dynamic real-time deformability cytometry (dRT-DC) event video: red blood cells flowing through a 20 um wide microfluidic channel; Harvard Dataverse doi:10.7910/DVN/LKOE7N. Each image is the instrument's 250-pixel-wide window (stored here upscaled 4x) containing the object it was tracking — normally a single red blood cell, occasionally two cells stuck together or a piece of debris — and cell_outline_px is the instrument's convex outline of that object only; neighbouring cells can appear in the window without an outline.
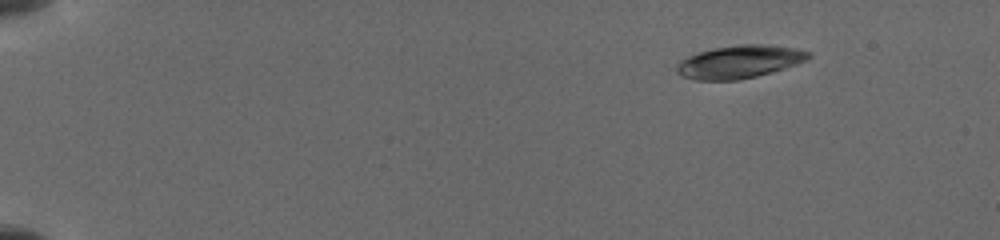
{"species": "common noctule bat (a hibernating species)", "species_latin": "Nyctalus noctula", "temperature_condition": "cold", "stored_images_in_passage": 16, "camera_frame_rate_fps": 3000, "um_per_image_px": 0.085, "animal": {"sex": "female", "body_mass_g": 19.5, "forearm_length_mm": 54.1}, "frame": {"image": 1, "passage_image": 1, "time_ms": 0.0, "image_size_px": [1000, 240], "cell_outline_px": [[812, 56], [796, 64], [756, 76], [736, 80], [696, 80], [684, 76], [676, 72], [676, 64], [680, 60], [688, 56], [700, 52], [716, 48], [744, 44], [756, 44], [792, 48], [812, 52]], "centroid_in_image_um": [62.81, 5.26], "position_along_channel_um": 22.2, "area_um2": 24.68}}